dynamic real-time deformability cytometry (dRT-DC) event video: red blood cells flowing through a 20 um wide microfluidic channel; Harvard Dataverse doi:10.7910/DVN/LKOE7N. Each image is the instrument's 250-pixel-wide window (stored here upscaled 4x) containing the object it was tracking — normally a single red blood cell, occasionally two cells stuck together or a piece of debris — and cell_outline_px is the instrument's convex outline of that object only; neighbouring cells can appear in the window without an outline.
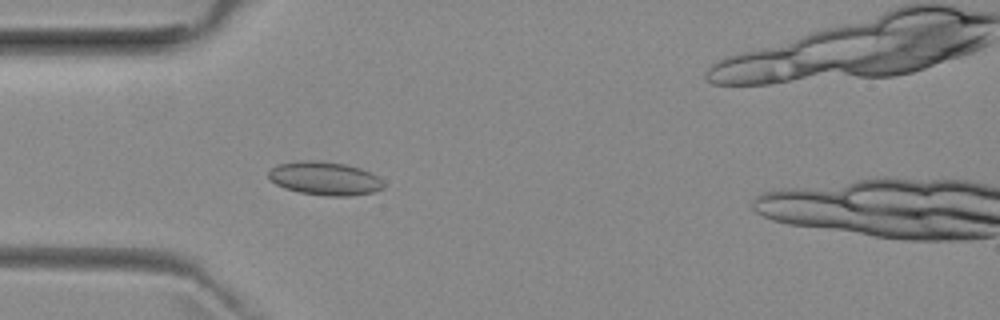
{"species": "common noctule bat (a hibernating species)", "species_latin": "Nyctalus noctula", "temperature_condition": "room temperature", "stored_images_in_passage": 50, "camera_frame_rate_fps": 3000, "um_per_image_px": 0.085, "animal": {"sex": "female", "body_mass_g": 29.2, "forearm_length_mm": 56.3}, "frame": {"image": 1, "passage_image": 15, "time_ms": 4.667, "image_size_px": [1000, 320], "cell_outline_px": [[384, 188], [372, 192], [348, 196], [328, 196], [300, 192], [284, 188], [276, 184], [268, 176], [268, 172], [276, 164], [300, 160], [316, 160], [344, 164], [360, 168], [376, 176], [384, 184]], "centroid_in_image_um": [27.57, 15.16], "position_along_channel_um": 57.4, "area_um2": 22.25}}
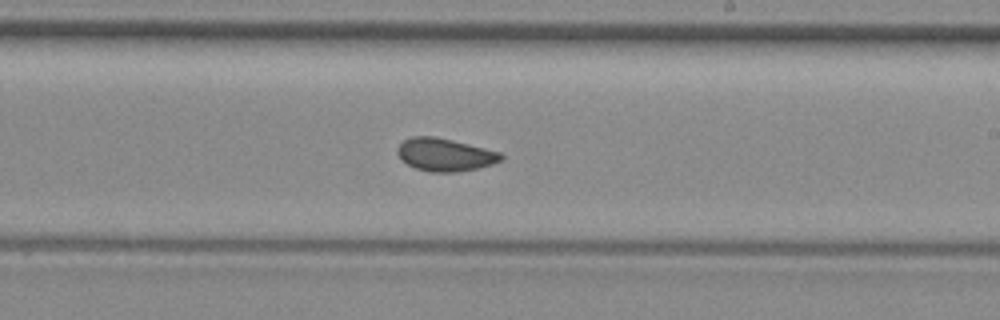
{"frame": {"image": 2, "passage_image": 30, "time_ms": 9.667, "image_size_px": [1000, 320], "cell_outline_px": [[504, 160], [492, 164], [476, 168], [456, 172], [428, 172], [416, 168], [400, 160], [396, 152], [396, 148], [404, 140], [412, 136], [432, 136], [452, 140], [500, 152], [504, 156]], "centroid_in_image_um": [37.79, 13.15], "position_along_channel_um": 251.2, "area_um2": 19.83}}
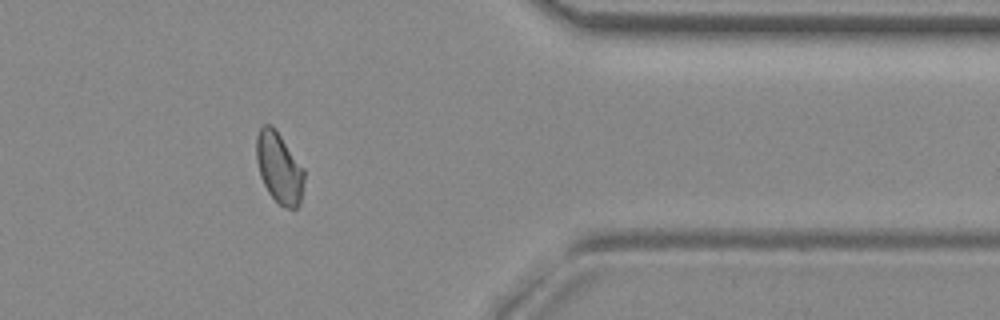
{"frame": {"image": 3, "passage_image": 42, "time_ms": 13.667, "image_size_px": [1000, 320], "cell_outline_px": [[304, 180], [300, 204], [296, 208], [284, 208], [268, 192], [260, 176], [256, 160], [256, 136], [260, 128], [264, 124], [268, 124], [280, 136], [304, 168]], "centroid_in_image_um": [23.72, 14.29], "position_along_channel_um": 387.7, "area_um2": 19.48}, "authors_computed_cell_mechanics": {"area_um2": 20.23, "velocity_mm_per_s": 3.9446, "shape_relaxation_time_tau1_ms": null, "shape_relaxation_time_tau2_ms": 1.4544, "deformation_change_tau1": null, "deformation_change_tau2": 0.0503}}